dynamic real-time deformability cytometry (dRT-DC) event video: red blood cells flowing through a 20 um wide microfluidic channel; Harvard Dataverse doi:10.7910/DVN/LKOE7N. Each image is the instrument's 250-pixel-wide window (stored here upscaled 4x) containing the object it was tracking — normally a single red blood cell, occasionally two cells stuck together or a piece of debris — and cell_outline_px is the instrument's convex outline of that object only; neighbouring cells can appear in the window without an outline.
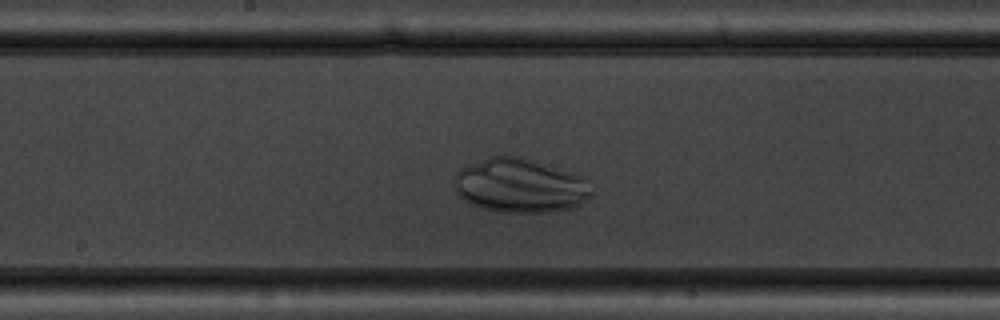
{"species": "common noctule bat (a hibernating species)", "species_latin": "Nyctalus noctula", "temperature_condition": "warm", "stored_images_in_passage": 45, "camera_frame_rate_fps": 3000, "um_per_image_px": 0.085, "animal": {"sex": "male", "body_mass_g": 19.5, "forearm_length_mm": 54.6}, "frame": {"image": 1, "passage_image": 20, "time_ms": 6.333, "image_size_px": [1000, 320], "cell_outline_px": [[592, 196], [580, 204], [572, 208], [552, 212], [504, 212], [480, 208], [464, 200], [456, 192], [456, 172], [460, 168], [468, 164], [492, 156], [520, 156], [572, 172], [588, 180], [592, 192]], "centroid_in_image_um": [44.23, 15.78], "position_along_channel_um": 204.0, "area_um2": 43.29}}